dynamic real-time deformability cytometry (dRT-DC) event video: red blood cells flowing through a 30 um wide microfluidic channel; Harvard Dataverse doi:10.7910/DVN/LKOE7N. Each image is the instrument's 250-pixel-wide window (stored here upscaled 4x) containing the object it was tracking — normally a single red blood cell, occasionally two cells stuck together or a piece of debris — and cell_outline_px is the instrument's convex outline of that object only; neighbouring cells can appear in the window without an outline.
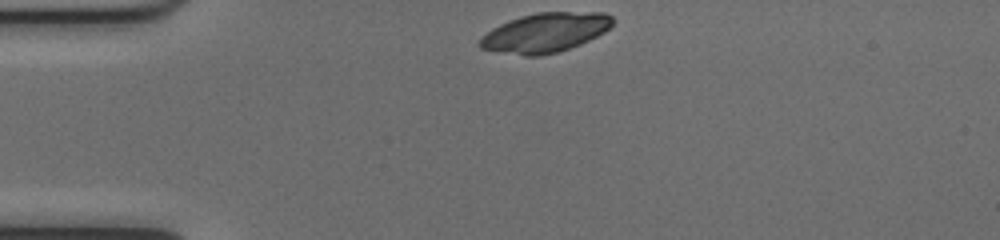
{"species": "common noctule bat (a hibernating species)", "species_latin": "Nyctalus noctula", "temperature_condition": "cold", "stored_images_in_passage": 34, "camera_frame_rate_fps": 3000, "um_per_image_px": 0.085, "animal": {"sex": "female", "body_mass_g": 17.0, "forearm_length_mm": 48.0}, "frame": {"image": 1, "passage_image": 1, "time_ms": 0.0, "image_size_px": [1000, 240], "cell_outline_px": [[612, 24], [604, 32], [580, 44], [556, 52], [540, 56], [524, 56], [480, 48], [476, 44], [492, 28], [508, 20], [520, 16], [536, 12], [604, 12], [612, 16]], "centroid_in_image_um": [46.33, 2.76], "position_along_channel_um": 38.7, "area_um2": 30.29}}
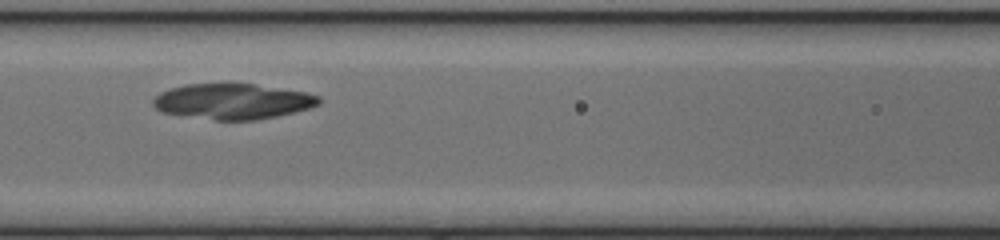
{"frame": {"image": 2, "passage_image": 12, "time_ms": 3.667, "image_size_px": [1000, 240], "cell_outline_px": [[320, 104], [308, 108], [276, 116], [256, 120], [216, 120], [164, 112], [156, 108], [152, 104], [152, 100], [160, 92], [184, 84], [252, 84], [308, 92], [320, 96]], "centroid_in_image_um": [19.8, 8.61], "position_along_channel_um": 146.8, "area_um2": 33.99}}
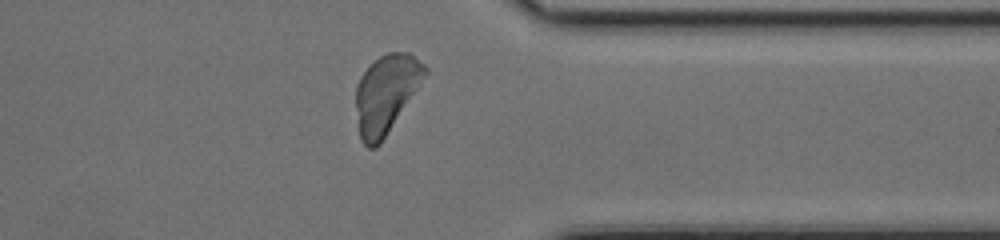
{"frame": {"image": 3, "passage_image": 30, "time_ms": 9.667, "image_size_px": [1000, 240], "cell_outline_px": [[428, 72], [380, 144], [376, 148], [368, 148], [360, 140], [356, 108], [356, 84], [360, 76], [380, 56], [388, 52], [408, 52], [424, 64], [428, 68]], "centroid_in_image_um": [32.8, 7.98], "position_along_channel_um": 378.6, "area_um2": 31.04}}